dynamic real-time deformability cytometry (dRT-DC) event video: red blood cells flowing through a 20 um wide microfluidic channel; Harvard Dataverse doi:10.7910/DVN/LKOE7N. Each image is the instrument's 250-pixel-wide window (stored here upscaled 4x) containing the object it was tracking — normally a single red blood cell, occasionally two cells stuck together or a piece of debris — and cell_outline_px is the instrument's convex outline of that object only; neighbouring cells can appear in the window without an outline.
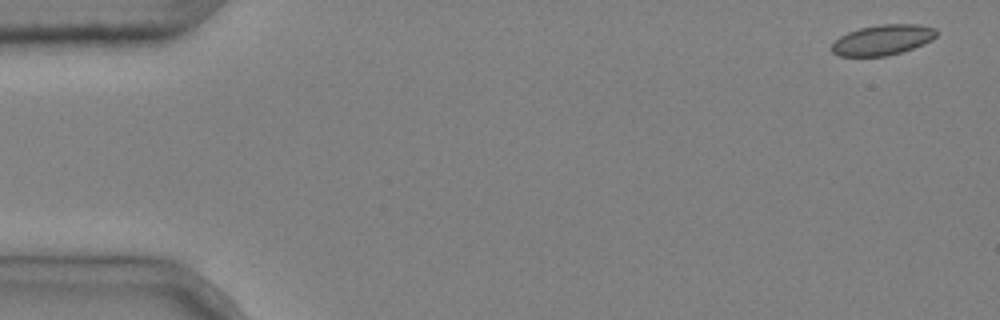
{"species": "common noctule bat (a hibernating species)", "species_latin": "Nyctalus noctula", "temperature_condition": "cold", "stored_images_in_passage": 5, "camera_frame_rate_fps": 3000, "um_per_image_px": 0.085, "animal": {"sex": "male", "body_mass_g": 20.4}, "frame": {"image": 1, "passage_image": 1, "time_ms": 0.0, "image_size_px": [1000, 320], "cell_outline_px": [[936, 36], [932, 40], [912, 48], [900, 52], [884, 56], [840, 56], [832, 52], [832, 44], [840, 36], [848, 32], [860, 28], [880, 24], [916, 24], [936, 28]], "centroid_in_image_um": [75.02, 3.38], "position_along_channel_um": 10.0, "area_um2": 18.32}}
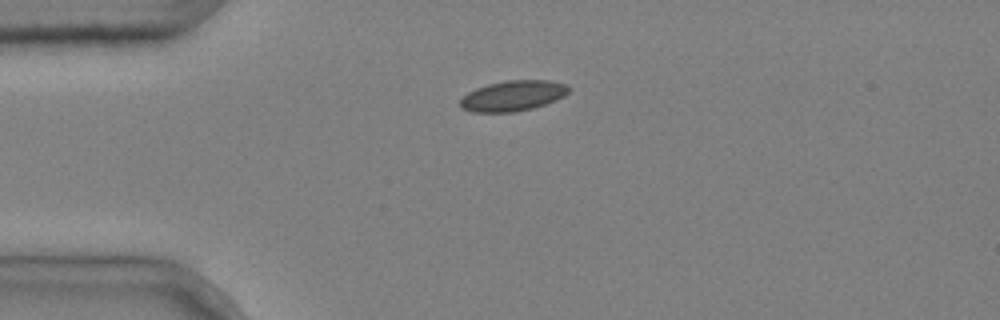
{"frame": {"image": 2, "passage_image": 4, "time_ms": 1.0, "image_size_px": [1000, 320], "cell_outline_px": [[572, 88], [564, 96], [556, 100], [532, 108], [516, 112], [472, 112], [460, 108], [460, 100], [468, 92], [476, 88], [488, 84], [508, 80], [548, 80], [568, 84]], "centroid_in_image_um": [43.62, 8.14], "position_along_channel_um": 41.4, "area_um2": 19.36}}